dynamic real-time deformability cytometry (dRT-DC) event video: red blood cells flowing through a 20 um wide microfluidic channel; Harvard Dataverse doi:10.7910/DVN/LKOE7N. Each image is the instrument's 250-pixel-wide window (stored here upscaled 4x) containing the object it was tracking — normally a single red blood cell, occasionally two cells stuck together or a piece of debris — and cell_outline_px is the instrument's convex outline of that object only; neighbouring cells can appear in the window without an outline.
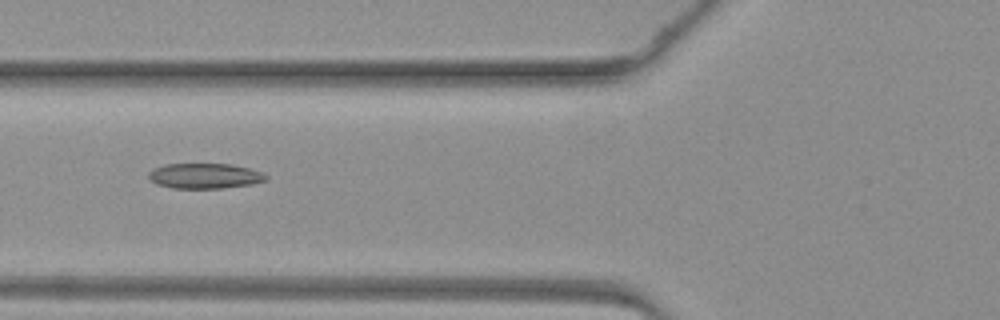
{"species": "common noctule bat (a hibernating species)", "species_latin": "Nyctalus noctula", "temperature_condition": "warm", "stored_images_in_passage": 33, "camera_frame_rate_fps": 3000, "um_per_image_px": 0.085, "animal": {"sex": "female", "body_mass_g": 19.3, "forearm_length_mm": 54.1}, "frame": {"image": 1, "passage_image": 4, "time_ms": 1.0, "image_size_px": [1000, 320], "cell_outline_px": [[268, 180], [252, 184], [220, 188], [172, 188], [156, 184], [148, 176], [148, 172], [152, 168], [164, 164], [232, 164], [248, 168], [260, 172], [268, 176]], "centroid_in_image_um": [17.38, 14.95], "position_along_channel_um": 108.4, "area_um2": 17.28}}
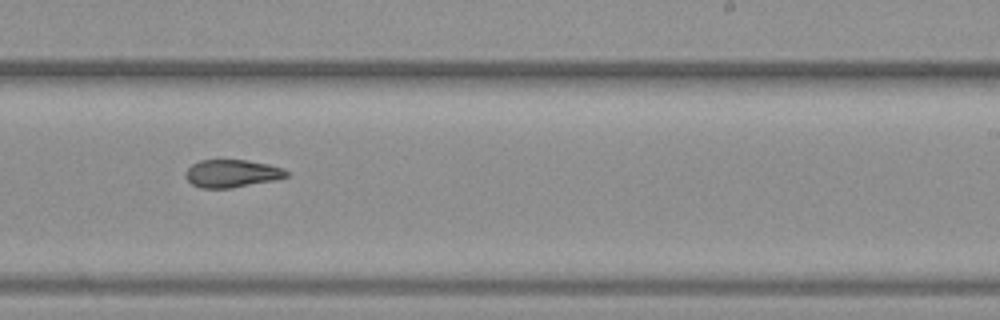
{"frame": {"image": 2, "passage_image": 15, "time_ms": 4.667, "image_size_px": [1000, 320], "cell_outline_px": [[288, 176], [276, 180], [232, 188], [200, 188], [192, 184], [184, 176], [188, 168], [192, 164], [200, 160], [248, 160], [268, 164], [284, 168], [288, 172]], "centroid_in_image_um": [19.72, 14.75], "position_along_channel_um": 269.3, "area_um2": 16.42}}
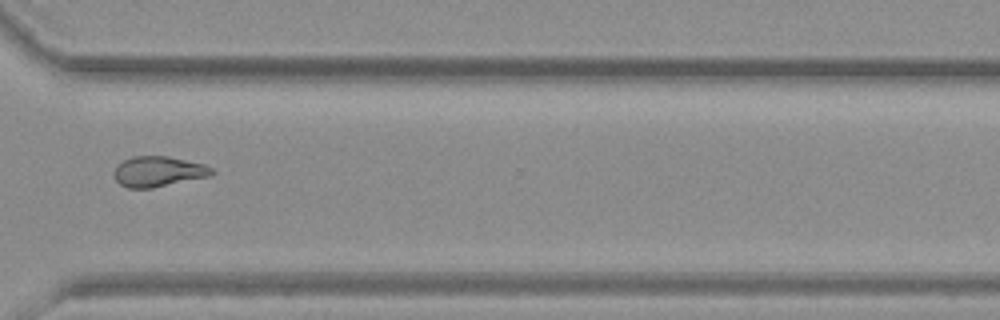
{"frame": {"image": 3, "passage_image": 21, "time_ms": 6.667, "image_size_px": [1000, 320], "cell_outline_px": [[216, 172], [212, 176], [152, 188], [128, 188], [120, 184], [116, 180], [112, 172], [116, 164], [132, 156], [168, 156], [204, 164], [212, 168]], "centroid_in_image_um": [13.45, 14.58], "position_along_channel_um": 357.1, "area_um2": 17.57}}